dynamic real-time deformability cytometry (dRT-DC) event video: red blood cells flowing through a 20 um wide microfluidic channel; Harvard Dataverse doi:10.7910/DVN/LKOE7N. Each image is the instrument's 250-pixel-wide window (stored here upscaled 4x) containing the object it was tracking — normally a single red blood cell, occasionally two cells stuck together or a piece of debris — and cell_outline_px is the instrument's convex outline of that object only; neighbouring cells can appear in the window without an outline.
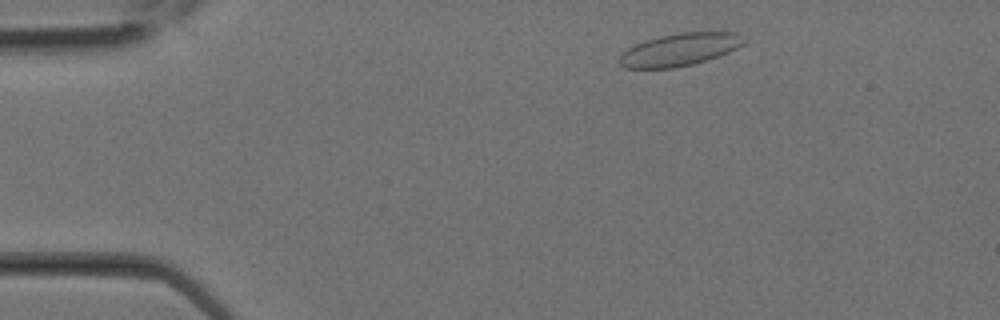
{"species": "Egyptian fruit bat (a non-hibernating species)", "species_latin": "Rousettus aegyptiacus", "temperature_condition": "room temperature", "stored_images_in_passage": 4, "camera_frame_rate_fps": 3000, "um_per_image_px": 0.085, "animal": {"sex": "female"}, "frame": {"image": 1, "passage_image": 2, "time_ms": 0.333, "image_size_px": [1000, 320], "cell_outline_px": [[748, 40], [744, 44], [728, 52], [692, 64], [672, 68], [624, 68], [620, 64], [620, 56], [628, 48], [644, 40], [660, 36], [680, 32], [736, 32]], "centroid_in_image_um": [57.79, 4.2], "position_along_channel_um": 27.2, "area_um2": 23.41}}